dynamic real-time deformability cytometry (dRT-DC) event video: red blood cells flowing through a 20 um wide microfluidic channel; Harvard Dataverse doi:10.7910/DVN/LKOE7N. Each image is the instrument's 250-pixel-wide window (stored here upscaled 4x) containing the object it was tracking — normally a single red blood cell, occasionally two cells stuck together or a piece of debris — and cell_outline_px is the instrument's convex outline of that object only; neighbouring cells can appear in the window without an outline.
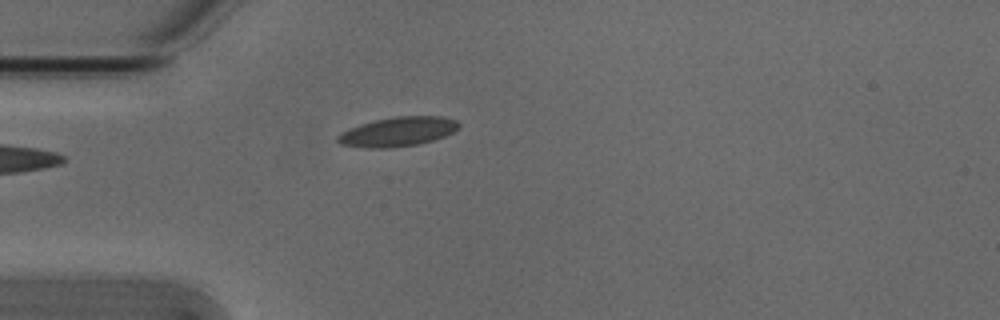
{"species": "Egyptian fruit bat (a non-hibernating species)", "species_latin": "Rousettus aegyptiacus", "temperature_condition": "cold", "stored_images_in_passage": 32, "camera_frame_rate_fps": 3000, "um_per_image_px": 0.085, "animal": {"sex": "male"}, "frame": {"image": 1, "passage_image": 1, "time_ms": 0.0, "image_size_px": [1000, 320], "cell_outline_px": [[460, 128], [444, 136], [432, 140], [416, 144], [388, 148], [364, 148], [340, 144], [336, 140], [336, 136], [340, 132], [360, 124], [376, 120], [396, 116], [444, 116], [456, 120], [460, 124]], "centroid_in_image_um": [33.8, 11.19], "position_along_channel_um": 51.2, "area_um2": 20.75}}
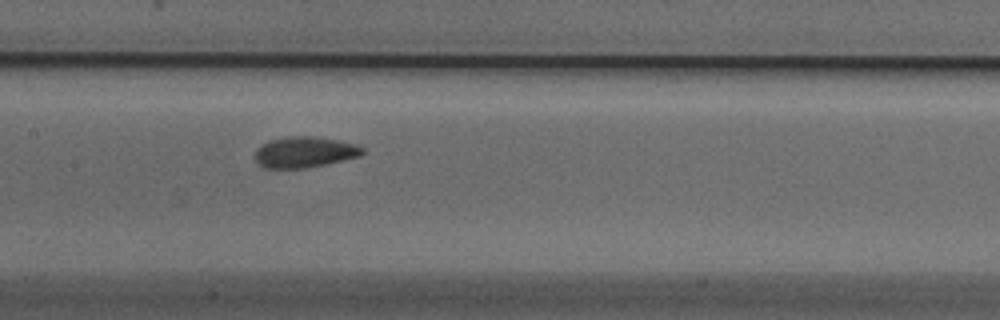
{"frame": {"image": 2, "passage_image": 12, "time_ms": 3.667, "image_size_px": [1000, 320], "cell_outline_px": [[364, 152], [360, 156], [308, 168], [264, 168], [256, 164], [256, 148], [268, 140], [288, 136], [312, 136], [336, 140], [356, 144], [364, 148]], "centroid_in_image_um": [25.86, 12.93], "position_along_channel_um": 181.5, "area_um2": 19.42}}
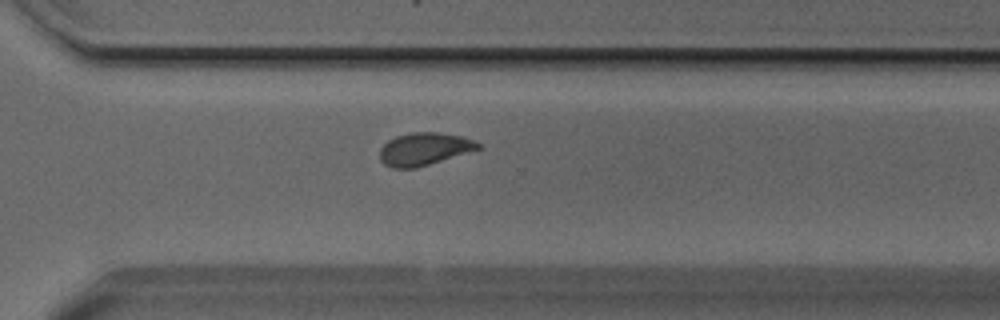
{"frame": {"image": 3, "passage_image": 24, "time_ms": 7.667, "image_size_px": [1000, 320], "cell_outline_px": [[484, 148], [416, 168], [392, 168], [384, 164], [380, 160], [380, 148], [388, 140], [396, 136], [412, 132], [440, 132], [460, 136], [472, 140], [480, 144]], "centroid_in_image_um": [36.06, 12.67], "position_along_channel_um": 334.5, "area_um2": 18.79}, "authors_computed_cell_mechanics": {"area_um2": 19.1896, "velocity_mm_per_s": 3.8324, "shape_relaxation_time_tau1_ms": null, "shape_relaxation_time_tau2_ms": 1.5459, "deformation_change_tau1": null, "deformation_change_tau2": 0.0591}}